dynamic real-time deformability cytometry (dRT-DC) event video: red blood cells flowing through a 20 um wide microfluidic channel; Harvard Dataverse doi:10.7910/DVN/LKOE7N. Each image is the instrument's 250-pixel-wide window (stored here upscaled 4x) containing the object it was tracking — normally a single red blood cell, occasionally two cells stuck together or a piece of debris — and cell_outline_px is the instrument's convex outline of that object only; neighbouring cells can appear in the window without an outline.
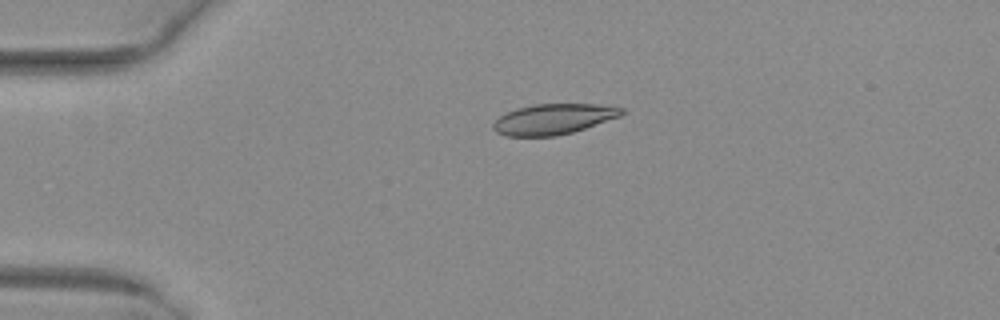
{"species": "common noctule bat (a hibernating species)", "species_latin": "Nyctalus noctula", "temperature_condition": "warm", "stored_images_in_passage": 47, "camera_frame_rate_fps": 3000, "um_per_image_px": 0.085, "animal": {"sex": "female", "body_mass_g": 29.2, "forearm_length_mm": 56.3}, "frame": {"image": 1, "passage_image": 8, "time_ms": 2.333, "image_size_px": [1000, 320], "cell_outline_px": [[624, 112], [620, 116], [572, 132], [556, 136], [508, 136], [496, 132], [492, 128], [492, 124], [500, 116], [516, 108], [536, 104], [600, 104], [624, 108]], "centroid_in_image_um": [47.03, 10.12], "position_along_channel_um": 38.0, "area_um2": 22.66}}
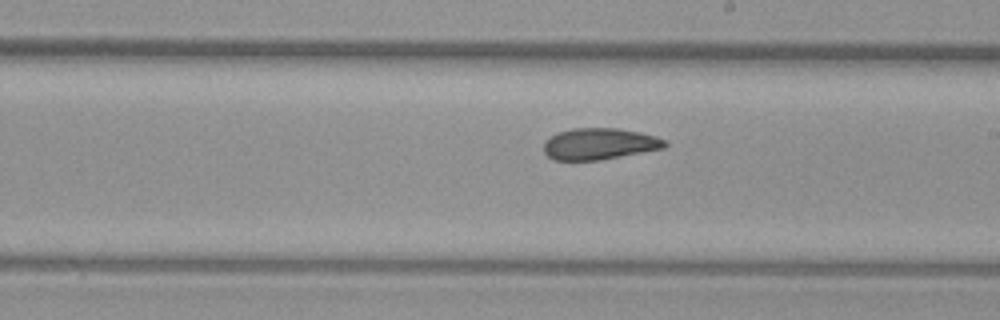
{"frame": {"image": 2, "passage_image": 26, "time_ms": 8.333, "image_size_px": [1000, 320], "cell_outline_px": [[668, 144], [664, 148], [600, 160], [552, 160], [544, 152], [544, 140], [556, 132], [572, 128], [620, 128], [640, 132], [656, 136], [668, 140]], "centroid_in_image_um": [50.95, 12.22], "position_along_channel_um": 238.1, "area_um2": 22.48}}
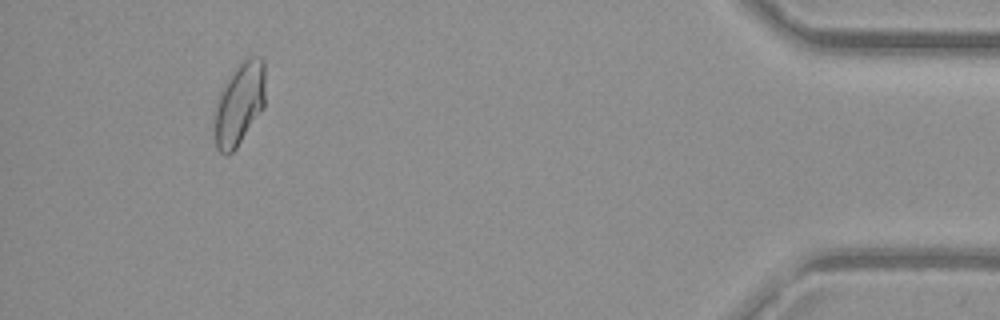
{"frame": {"image": 3, "passage_image": 44, "time_ms": 14.333, "image_size_px": [1000, 320], "cell_outline_px": [[264, 108], [236, 148], [228, 156], [224, 156], [216, 148], [216, 100], [220, 88], [232, 68], [248, 56], [260, 56], [264, 60]], "centroid_in_image_um": [20.35, 8.77], "position_along_channel_um": 414.9, "area_um2": 24.8}, "authors_computed_cell_mechanics": {"area_um2": 23.12, "velocity_mm_per_s": 4.0259, "shape_relaxation_time_tau1_ms": 7.102, "shape_relaxation_time_tau2_ms": 1.9091, "deformation_change_tau1": 0.161, "deformation_change_tau2": 0.0768}}